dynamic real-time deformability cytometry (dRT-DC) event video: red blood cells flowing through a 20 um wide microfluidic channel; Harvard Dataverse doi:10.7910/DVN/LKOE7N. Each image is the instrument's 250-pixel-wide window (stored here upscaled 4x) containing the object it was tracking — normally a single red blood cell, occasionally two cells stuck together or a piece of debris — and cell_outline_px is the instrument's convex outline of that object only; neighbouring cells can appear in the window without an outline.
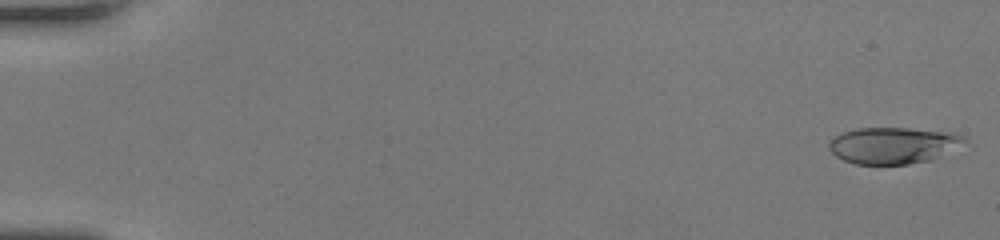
{"species": "human", "species_latin": "Homo sapiens", "temperature_condition": "room temperature", "stored_images_in_passage": 50, "camera_frame_rate_fps": 3000, "um_per_image_px": 0.085, "donor": {"sex": "female"}, "frame": {"image": 1, "passage_image": 1, "time_ms": 0.0, "image_size_px": [1000, 240], "cell_outline_px": [[968, 140], [940, 156], [932, 160], [908, 164], [856, 164], [844, 160], [836, 156], [828, 148], [828, 140], [832, 136], [840, 132], [860, 128], [908, 128], [956, 132], [968, 136]], "centroid_in_image_um": [75.91, 12.34], "position_along_channel_um": 9.1, "area_um2": 29.13}}
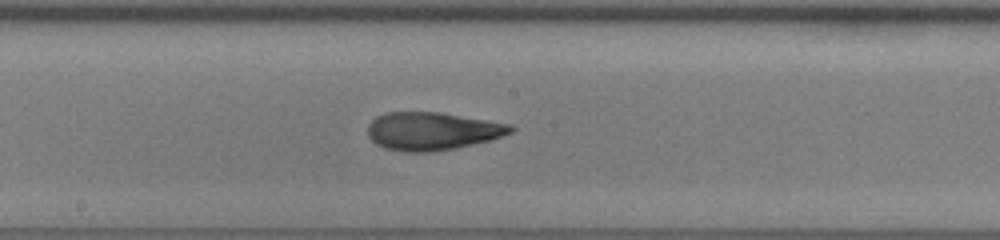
{"frame": {"image": 2, "passage_image": 28, "time_ms": 9.0, "image_size_px": [1000, 240], "cell_outline_px": [[516, 128], [512, 132], [488, 140], [472, 144], [432, 152], [404, 152], [384, 148], [376, 144], [368, 136], [368, 124], [376, 116], [388, 112], [440, 112], [512, 124]], "centroid_in_image_um": [36.72, 11.14], "position_along_channel_um": 211.5, "area_um2": 31.56}}
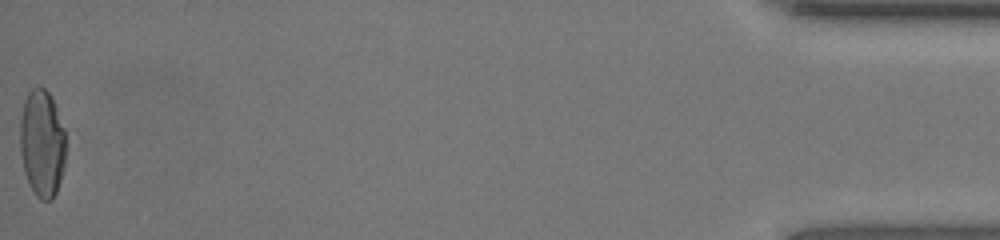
{"frame": {"image": 3, "passage_image": 50, "time_ms": 16.333, "image_size_px": [1000, 240], "cell_outline_px": [[68, 144], [64, 168], [56, 192], [52, 200], [40, 200], [36, 196], [24, 172], [20, 152], [20, 120], [24, 100], [28, 92], [32, 88], [44, 88], [52, 96], [64, 128]], "centroid_in_image_um": [3.6, 12.18], "position_along_channel_um": 431.6, "area_um2": 29.13}, "authors_computed_cell_mechanics": {"area_um2": 30.2294, "velocity_mm_per_s": 4.2735, "shape_relaxation_time_tau1_ms": 5.3001, "shape_relaxation_time_tau2_ms": 1.8705, "deformation_change_tau1": 0.2281, "deformation_change_tau2": 0.1026}}